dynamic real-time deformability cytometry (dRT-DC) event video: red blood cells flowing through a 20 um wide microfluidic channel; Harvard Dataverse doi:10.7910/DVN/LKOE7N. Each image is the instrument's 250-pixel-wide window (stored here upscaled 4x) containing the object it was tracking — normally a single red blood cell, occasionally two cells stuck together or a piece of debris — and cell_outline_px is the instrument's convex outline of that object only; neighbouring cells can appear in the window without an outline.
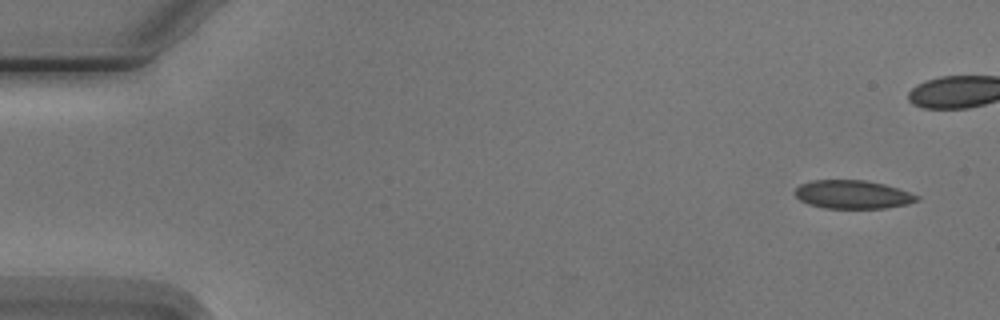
{"species": "Egyptian fruit bat (a non-hibernating species)", "species_latin": "Rousettus aegyptiacus", "temperature_condition": "cold", "stored_images_in_passage": 5, "camera_frame_rate_fps": 3000, "um_per_image_px": 0.085, "animal": {"sex": "male"}, "frame": {"image": 1, "passage_image": 1, "time_ms": 0.0, "image_size_px": [1000, 320], "cell_outline_px": [[920, 200], [908, 204], [884, 208], [824, 208], [808, 204], [800, 200], [796, 196], [796, 188], [800, 184], [812, 180], [864, 180], [884, 184], [920, 196]], "centroid_in_image_um": [72.48, 16.53], "position_along_channel_um": 12.5, "area_um2": 20.11}}
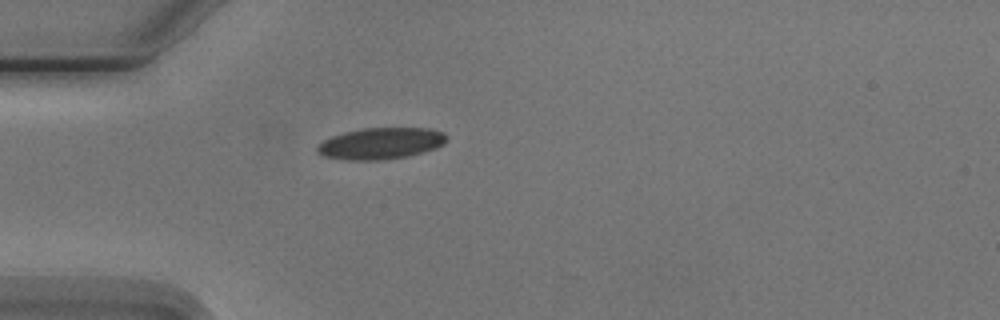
{"frame": {"image": 2, "passage_image": 5, "time_ms": 5.667, "image_size_px": [1000, 320], "cell_outline_px": [[448, 140], [444, 144], [436, 148], [408, 156], [380, 160], [348, 160], [324, 156], [316, 152], [316, 148], [324, 140], [332, 136], [344, 132], [364, 128], [428, 128], [444, 132], [448, 136]], "centroid_in_image_um": [32.4, 12.19], "position_along_channel_um": 52.6, "area_um2": 23.76}}